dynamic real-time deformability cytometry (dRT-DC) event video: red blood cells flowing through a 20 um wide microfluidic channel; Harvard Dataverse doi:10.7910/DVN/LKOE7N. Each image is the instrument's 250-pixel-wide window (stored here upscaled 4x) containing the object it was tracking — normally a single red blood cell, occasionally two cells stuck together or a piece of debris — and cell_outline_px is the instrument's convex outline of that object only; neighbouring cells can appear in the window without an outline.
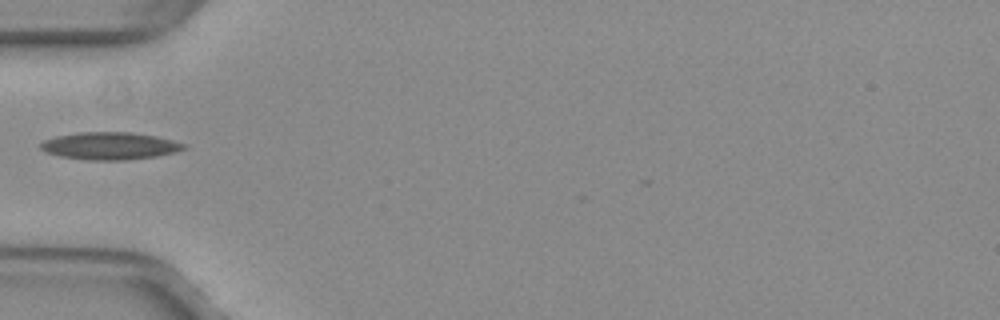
{"species": "common noctule bat (a hibernating species)", "species_latin": "Nyctalus noctula", "temperature_condition": "warm", "stored_images_in_passage": 9, "camera_frame_rate_fps": 3000, "um_per_image_px": 0.085, "animal": {"sex": "female", "body_mass_g": 29.2, "forearm_length_mm": 56.3}, "frame": {"image": 1, "passage_image": 1, "time_ms": 0.0, "image_size_px": [1000, 320], "cell_outline_px": [[188, 148], [176, 152], [156, 156], [128, 160], [88, 160], [60, 156], [48, 152], [40, 148], [40, 144], [44, 140], [56, 136], [80, 132], [128, 132], [156, 136], [172, 140], [184, 144]], "centroid_in_image_um": [9.35, 12.4], "position_along_channel_um": 75.6, "area_um2": 22.77}}
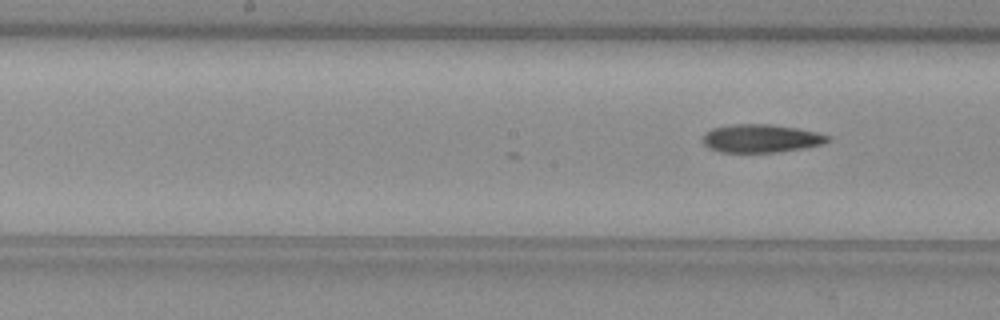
{"frame": {"image": 2, "passage_image": 9, "time_ms": 2.667, "image_size_px": [1000, 320], "cell_outline_px": [[832, 140], [820, 144], [804, 148], [776, 152], [720, 152], [708, 148], [704, 144], [704, 132], [712, 128], [736, 124], [768, 124], [796, 128], [816, 132], [828, 136]], "centroid_in_image_um": [64.66, 11.77], "position_along_channel_um": 183.5, "area_um2": 20.35}}